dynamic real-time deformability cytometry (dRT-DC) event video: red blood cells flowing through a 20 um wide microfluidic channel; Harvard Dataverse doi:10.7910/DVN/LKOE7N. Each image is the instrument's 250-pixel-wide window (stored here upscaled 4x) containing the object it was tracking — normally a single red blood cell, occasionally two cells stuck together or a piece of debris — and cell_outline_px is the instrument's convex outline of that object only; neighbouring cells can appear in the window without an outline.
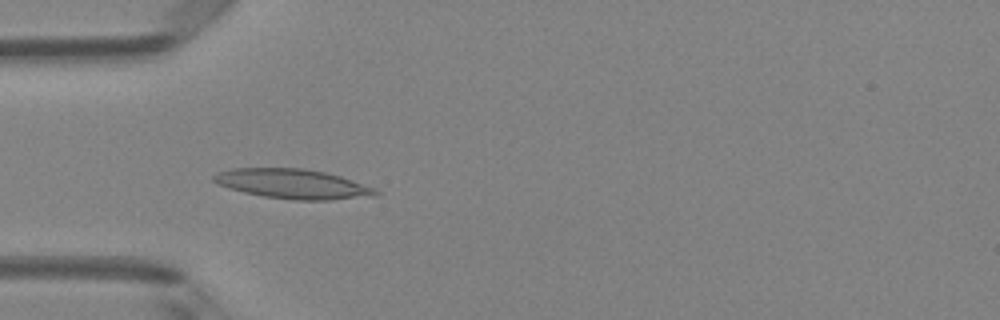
{"species": "Egyptian fruit bat (a non-hibernating species)", "species_latin": "Rousettus aegyptiacus", "temperature_condition": "room temperature", "stored_images_in_passage": 2, "camera_frame_rate_fps": 3000, "um_per_image_px": 0.085, "animal": {"sex": "female"}, "frame": {"image": 1, "passage_image": 1, "time_ms": 0.0, "image_size_px": [1000, 320], "cell_outline_px": [[380, 192], [376, 196], [328, 200], [296, 200], [264, 196], [244, 192], [228, 188], [216, 184], [212, 180], [212, 176], [216, 172], [232, 168], [304, 168], [324, 172], [340, 176], [372, 188]], "centroid_in_image_um": [24.82, 15.63], "position_along_channel_um": 60.2, "area_um2": 27.86}}
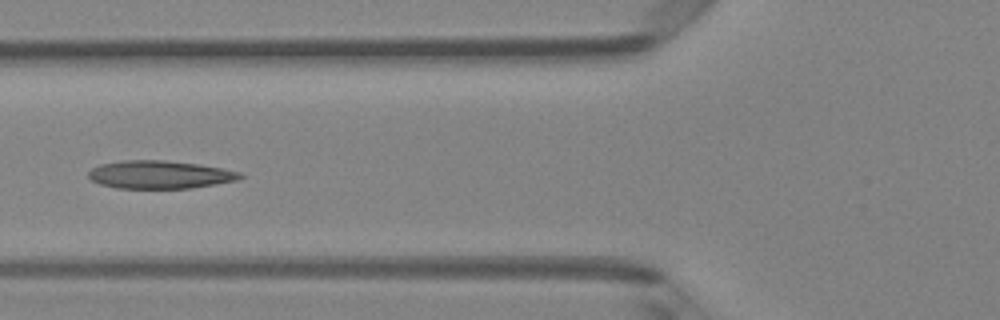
{"frame": {"image": 2, "passage_image": 2, "time_ms": 0.333, "image_size_px": [1000, 320], "cell_outline_px": [[244, 176], [236, 180], [216, 184], [192, 188], [116, 188], [100, 184], [92, 180], [88, 176], [88, 172], [92, 168], [100, 164], [124, 160], [164, 160], [200, 164], [240, 172]], "centroid_in_image_um": [13.56, 14.84], "position_along_channel_um": 112.2, "area_um2": 24.68}}